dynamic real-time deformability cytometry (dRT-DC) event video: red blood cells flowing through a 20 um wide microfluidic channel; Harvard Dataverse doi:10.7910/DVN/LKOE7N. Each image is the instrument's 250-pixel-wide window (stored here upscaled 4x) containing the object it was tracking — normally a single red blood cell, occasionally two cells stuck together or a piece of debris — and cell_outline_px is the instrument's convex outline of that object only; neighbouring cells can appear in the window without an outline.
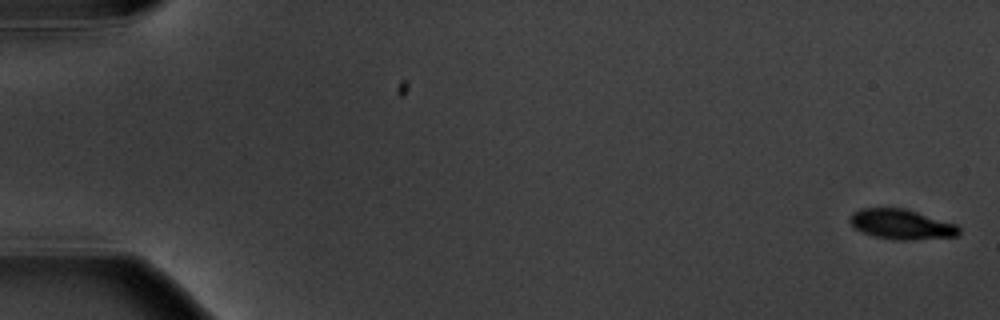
{"species": "common noctule bat (a hibernating species)", "species_latin": "Nyctalus noctula", "temperature_condition": "warm", "stored_images_in_passage": 5, "camera_frame_rate_fps": 3000, "um_per_image_px": 0.085, "animal": {"sex": "male", "body_mass_g": 20.1, "forearm_length_mm": 53.5}, "frame": {"image": 1, "passage_image": 1, "time_ms": 0.0, "image_size_px": [1000, 320], "cell_outline_px": [[960, 236], [908, 240], [892, 240], [872, 236], [856, 228], [848, 220], [852, 212], [860, 208], [904, 208], [956, 224], [960, 228]], "centroid_in_image_um": [76.62, 19.07], "position_along_channel_um": 8.4, "area_um2": 19.13}}
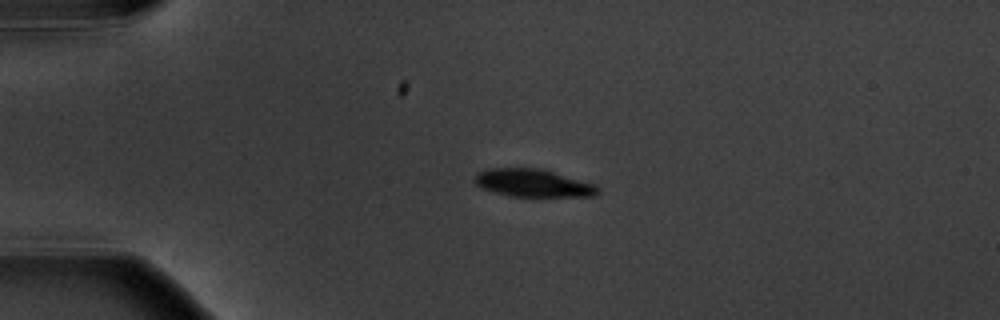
{"frame": {"image": 2, "passage_image": 4, "time_ms": 4.333, "image_size_px": [1000, 320], "cell_outline_px": [[600, 192], [596, 196], [508, 196], [480, 188], [476, 184], [476, 176], [480, 172], [488, 168], [536, 168], [552, 172], [596, 184], [600, 188]], "centroid_in_image_um": [45.33, 15.57], "position_along_channel_um": 39.7, "area_um2": 19.71}}